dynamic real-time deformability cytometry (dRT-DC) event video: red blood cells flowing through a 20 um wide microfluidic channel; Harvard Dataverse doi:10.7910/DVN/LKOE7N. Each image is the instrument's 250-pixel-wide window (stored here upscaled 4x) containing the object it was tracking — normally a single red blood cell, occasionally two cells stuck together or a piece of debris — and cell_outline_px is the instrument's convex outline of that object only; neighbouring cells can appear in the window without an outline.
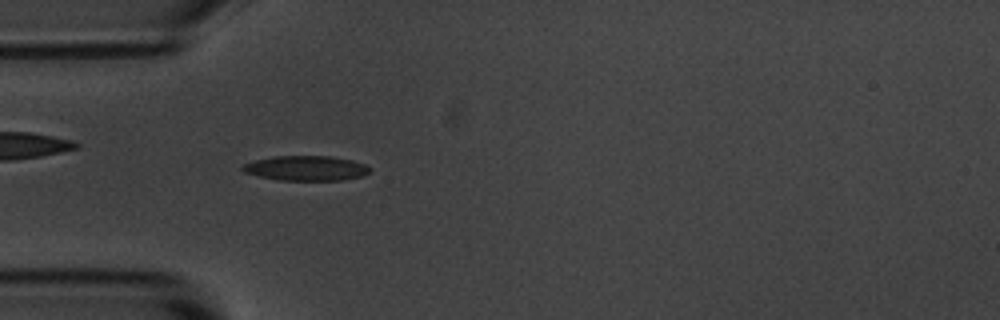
{"species": "common noctule bat (a hibernating species)", "species_latin": "Nyctalus noctula", "temperature_condition": "room temperature", "stored_images_in_passage": 3, "camera_frame_rate_fps": 3000, "um_per_image_px": 0.085, "animal": {"sex": "male", "body_mass_g": 20.1, "forearm_length_mm": 53.5}, "frame": {"image": 1, "passage_image": 3, "time_ms": 2.333, "image_size_px": [1000, 320], "cell_outline_px": [[372, 172], [364, 176], [344, 180], [276, 180], [244, 172], [240, 168], [244, 164], [256, 160], [276, 156], [332, 156], [352, 160], [364, 164], [372, 168]], "centroid_in_image_um": [26.08, 14.3], "position_along_channel_um": 58.9, "area_um2": 18.55}}